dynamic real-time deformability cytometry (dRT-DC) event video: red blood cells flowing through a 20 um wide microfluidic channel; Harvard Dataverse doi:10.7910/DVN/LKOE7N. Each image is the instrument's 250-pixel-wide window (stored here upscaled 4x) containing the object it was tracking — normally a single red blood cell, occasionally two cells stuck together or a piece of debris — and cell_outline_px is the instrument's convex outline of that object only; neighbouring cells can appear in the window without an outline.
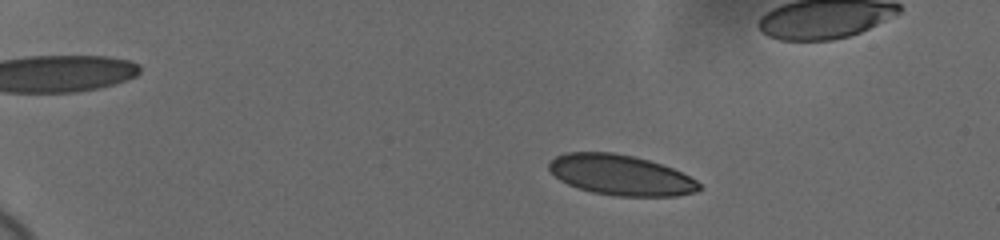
{"species": "human", "species_latin": "Homo sapiens", "temperature_condition": "cold", "stored_images_in_passage": 57, "camera_frame_rate_fps": 3000, "um_per_image_px": 0.085, "donor": {"sex": "female"}, "frame": {"image": 1, "passage_image": 10, "time_ms": 3.0, "image_size_px": [1000, 240], "cell_outline_px": [[700, 188], [696, 192], [676, 196], [616, 196], [592, 192], [568, 184], [560, 180], [548, 168], [548, 160], [564, 152], [612, 152], [632, 156], [648, 160], [672, 168], [696, 180], [700, 184]], "centroid_in_image_um": [52.72, 14.87], "position_along_channel_um": 32.3, "area_um2": 35.2}}
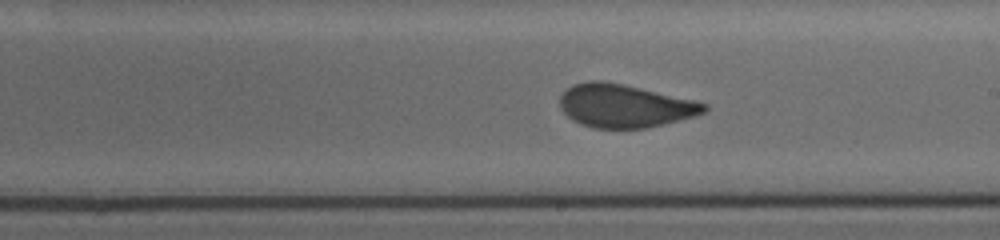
{"frame": {"image": 2, "passage_image": 35, "time_ms": 11.333, "image_size_px": [1000, 240], "cell_outline_px": [[708, 108], [704, 112], [692, 116], [648, 128], [596, 128], [580, 124], [572, 120], [560, 108], [560, 96], [572, 84], [588, 80], [600, 80], [624, 84], [696, 100], [708, 104]], "centroid_in_image_um": [53.08, 8.98], "position_along_channel_um": 235.9, "area_um2": 36.3}}
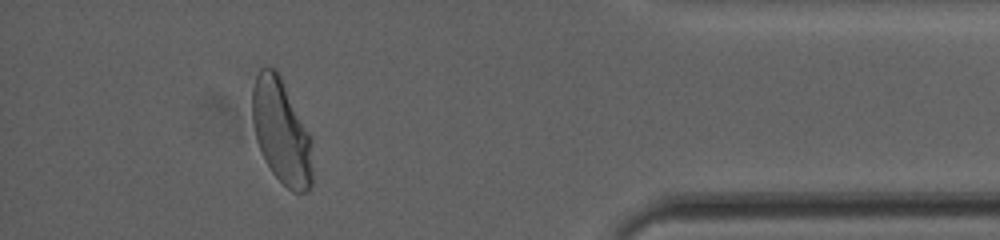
{"frame": {"image": 3, "passage_image": 52, "time_ms": 17.0, "image_size_px": [1000, 240], "cell_outline_px": [[312, 184], [308, 192], [292, 192], [272, 172], [264, 160], [256, 140], [252, 120], [252, 88], [256, 76], [260, 68], [272, 68], [280, 76], [312, 140]], "centroid_in_image_um": [23.91, 11.23], "position_along_channel_um": 411.3, "area_um2": 36.47}, "authors_computed_cell_mechanics": {"area_um2": 36.7608, "velocity_mm_per_s": 3.6569, "shape_relaxation_time_tau1_ms": 6.6473, "shape_relaxation_time_tau2_ms": null, "deformation_change_tau1": 0.1786, "deformation_change_tau2": null}}